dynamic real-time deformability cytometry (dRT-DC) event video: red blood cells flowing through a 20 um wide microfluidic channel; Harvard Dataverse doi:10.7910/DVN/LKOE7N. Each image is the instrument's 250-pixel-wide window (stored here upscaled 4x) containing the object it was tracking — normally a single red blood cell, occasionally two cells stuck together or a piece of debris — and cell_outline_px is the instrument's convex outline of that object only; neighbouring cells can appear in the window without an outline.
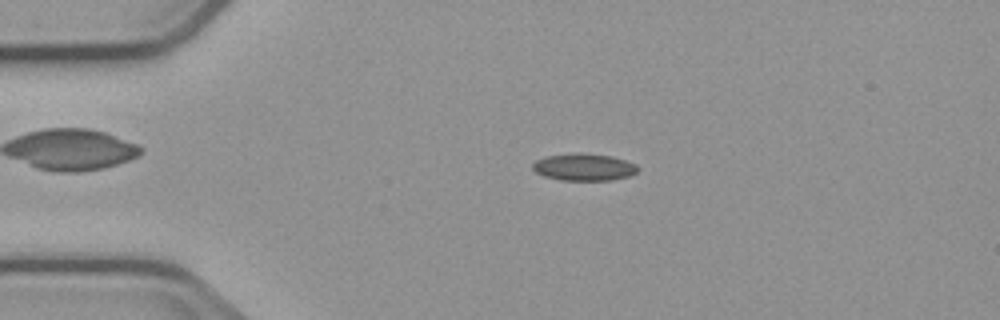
{"species": "common noctule bat (a hibernating species)", "species_latin": "Nyctalus noctula", "temperature_condition": "cold", "stored_images_in_passage": 4, "camera_frame_rate_fps": 3000, "um_per_image_px": 0.085, "animal": {"sex": "male", "body_mass_g": 23.1, "forearm_length_mm": 52.7}, "frame": {"image": 1, "passage_image": 3, "time_ms": 2.667, "image_size_px": [1000, 320], "cell_outline_px": [[636, 172], [628, 176], [612, 180], [560, 180], [544, 176], [536, 172], [532, 168], [532, 164], [536, 160], [544, 156], [612, 156], [636, 164]], "centroid_in_image_um": [49.62, 14.26], "position_along_channel_um": 35.4, "area_um2": 15.61}}
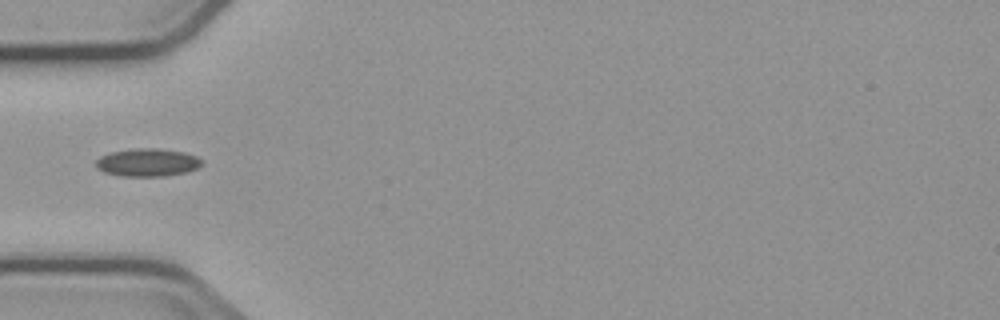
{"frame": {"image": 2, "passage_image": 4, "time_ms": 4.667, "image_size_px": [1000, 320], "cell_outline_px": [[204, 164], [188, 172], [164, 176], [120, 176], [104, 172], [96, 168], [96, 160], [100, 156], [112, 152], [136, 148], [156, 148], [184, 152], [196, 156], [204, 160]], "centroid_in_image_um": [12.56, 13.81], "position_along_channel_um": 72.4, "area_um2": 17.34}}